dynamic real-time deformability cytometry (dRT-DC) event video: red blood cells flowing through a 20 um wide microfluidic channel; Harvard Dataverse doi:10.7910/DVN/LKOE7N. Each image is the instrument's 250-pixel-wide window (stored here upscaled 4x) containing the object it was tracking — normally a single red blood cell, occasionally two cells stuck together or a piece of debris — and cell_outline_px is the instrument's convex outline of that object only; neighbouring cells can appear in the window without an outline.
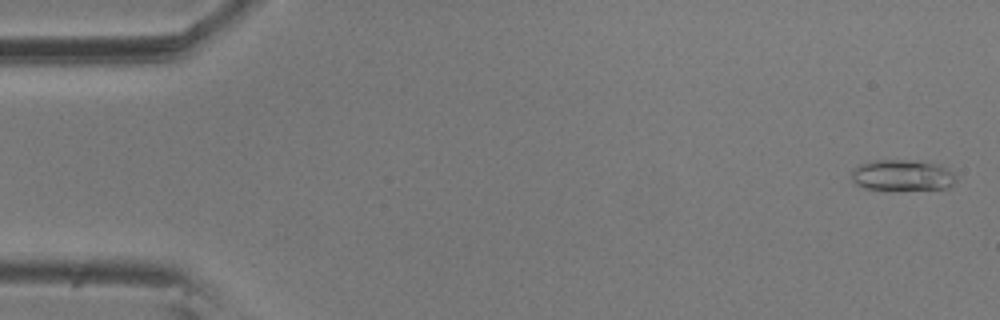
{"species": "common noctule bat (a hibernating species)", "species_latin": "Nyctalus noctula", "temperature_condition": "room temperature", "stored_images_in_passage": 4, "camera_frame_rate_fps": 3000, "um_per_image_px": 0.085, "animal": {"sex": "male", "body_mass_g": 20.5, "forearm_length_mm": 52.5}, "frame": {"image": 1, "passage_image": 1, "time_ms": 0.0, "image_size_px": [1000, 320], "cell_outline_px": [[956, 180], [948, 188], [864, 188], [856, 184], [852, 180], [852, 168], [860, 164], [876, 160], [916, 160], [940, 164], [948, 168], [956, 176]], "centroid_in_image_um": [76.71, 14.86], "position_along_channel_um": 8.3, "area_um2": 18.55}}